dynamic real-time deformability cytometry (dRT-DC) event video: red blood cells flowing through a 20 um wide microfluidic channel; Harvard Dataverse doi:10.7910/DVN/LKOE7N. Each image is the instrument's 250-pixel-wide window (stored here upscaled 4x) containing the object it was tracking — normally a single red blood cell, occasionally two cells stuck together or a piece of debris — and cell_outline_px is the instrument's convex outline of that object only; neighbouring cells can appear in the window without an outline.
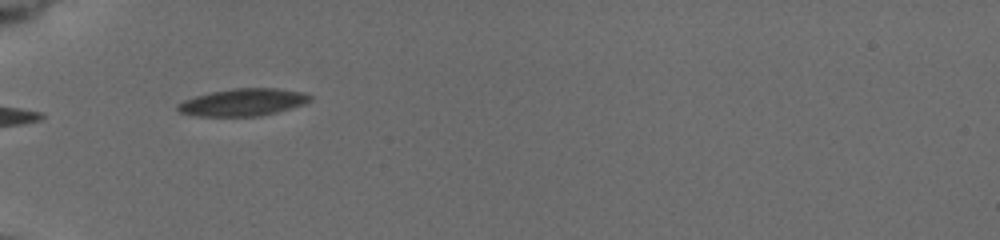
{"species": "common noctule bat (a hibernating species)", "species_latin": "Nyctalus noctula", "temperature_condition": "cold", "stored_images_in_passage": 5, "camera_frame_rate_fps": 3000, "um_per_image_px": 0.085, "animal": {"sex": "female", "body_mass_g": 19.5, "forearm_length_mm": 54.1}, "frame": {"image": 1, "passage_image": 1, "time_ms": 0.0, "image_size_px": [1000, 240], "cell_outline_px": [[312, 100], [304, 104], [276, 112], [260, 116], [196, 116], [180, 112], [176, 108], [176, 104], [184, 100], [196, 96], [212, 92], [232, 88], [276, 88], [300, 92], [312, 96]], "centroid_in_image_um": [20.64, 8.69], "position_along_channel_um": 64.4, "area_um2": 20.92}}